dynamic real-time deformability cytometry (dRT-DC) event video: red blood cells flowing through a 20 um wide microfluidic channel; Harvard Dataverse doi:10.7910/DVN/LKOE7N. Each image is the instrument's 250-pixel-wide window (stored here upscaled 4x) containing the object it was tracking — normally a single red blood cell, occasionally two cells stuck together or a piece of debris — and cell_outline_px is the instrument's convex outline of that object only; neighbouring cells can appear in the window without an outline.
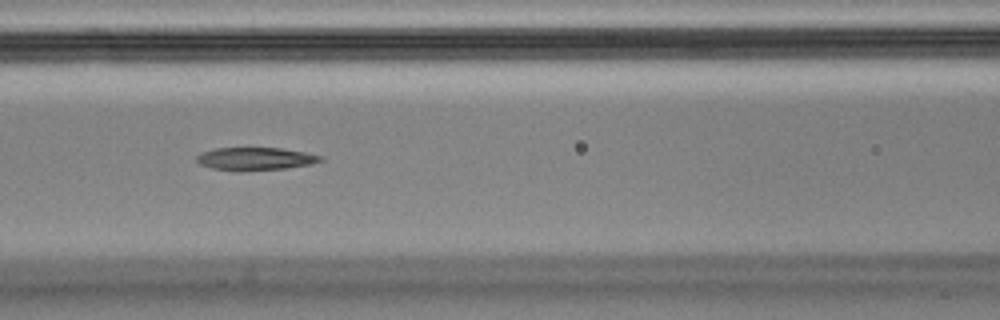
{"species": "Egyptian fruit bat (a non-hibernating species)", "species_latin": "Rousettus aegyptiacus", "temperature_condition": "cold", "stored_images_in_passage": 10, "camera_frame_rate_fps": 3000, "um_per_image_px": 0.085, "animal": {"sex": "male"}, "frame": {"image": 1, "passage_image": 7, "time_ms": 2.0, "image_size_px": [1000, 320], "cell_outline_px": [[324, 160], [312, 164], [284, 168], [240, 172], [212, 168], [200, 164], [196, 160], [196, 156], [204, 152], [216, 148], [280, 148], [304, 152], [324, 156]], "centroid_in_image_um": [21.73, 13.51], "position_along_channel_um": 144.9, "area_um2": 16.53}}
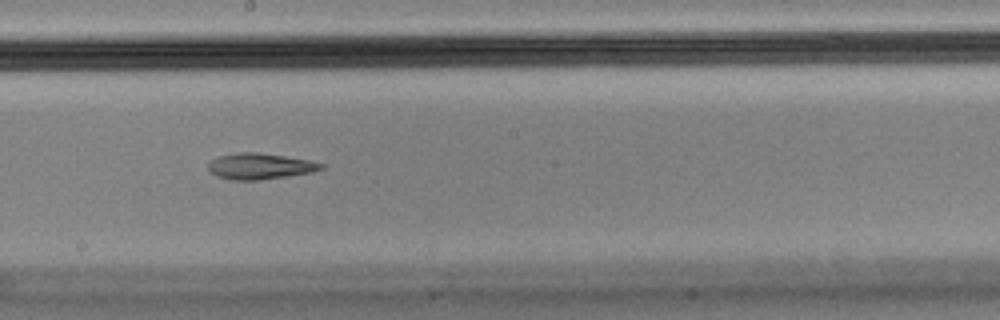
{"frame": {"image": 2, "passage_image": 9, "time_ms": 2.667, "image_size_px": [1000, 320], "cell_outline_px": [[324, 168], [312, 172], [260, 180], [232, 180], [216, 176], [208, 172], [208, 164], [212, 160], [220, 156], [240, 152], [256, 152], [284, 156], [308, 160], [324, 164]], "centroid_in_image_um": [22.07, 14.14], "position_along_channel_um": 226.1, "area_um2": 16.99}}